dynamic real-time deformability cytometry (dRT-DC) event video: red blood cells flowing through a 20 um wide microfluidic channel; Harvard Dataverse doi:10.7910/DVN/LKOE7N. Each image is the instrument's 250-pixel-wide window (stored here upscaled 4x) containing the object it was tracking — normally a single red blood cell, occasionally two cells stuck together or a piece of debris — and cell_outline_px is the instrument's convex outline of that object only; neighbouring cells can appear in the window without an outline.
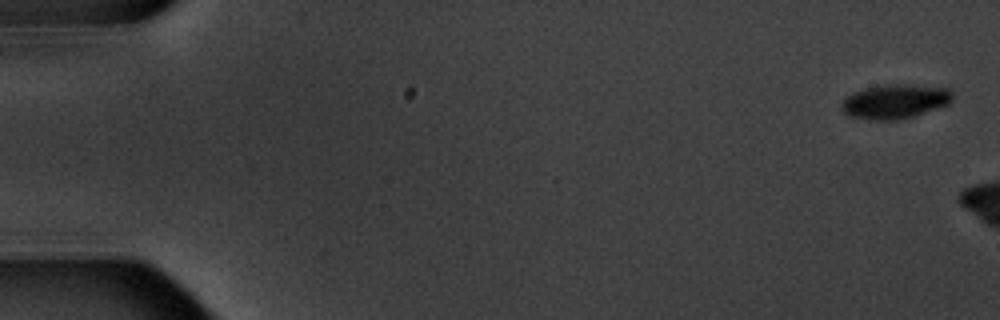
{"species": "common noctule bat (a hibernating species)", "species_latin": "Nyctalus noctula", "temperature_condition": "warm", "stored_images_in_passage": 3, "camera_frame_rate_fps": 3000, "um_per_image_px": 0.085, "animal": {"sex": "male", "body_mass_g": 20.1, "forearm_length_mm": 53.5}, "frame": {"image": 1, "passage_image": 1, "time_ms": 0.0, "image_size_px": [1000, 320], "cell_outline_px": [[952, 100], [948, 104], [900, 120], [872, 120], [848, 116], [844, 112], [840, 104], [844, 96], [852, 92], [864, 88], [884, 84], [908, 84], [948, 88], [952, 92]], "centroid_in_image_um": [76.02, 8.61], "position_along_channel_um": 9.0, "area_um2": 22.37}}